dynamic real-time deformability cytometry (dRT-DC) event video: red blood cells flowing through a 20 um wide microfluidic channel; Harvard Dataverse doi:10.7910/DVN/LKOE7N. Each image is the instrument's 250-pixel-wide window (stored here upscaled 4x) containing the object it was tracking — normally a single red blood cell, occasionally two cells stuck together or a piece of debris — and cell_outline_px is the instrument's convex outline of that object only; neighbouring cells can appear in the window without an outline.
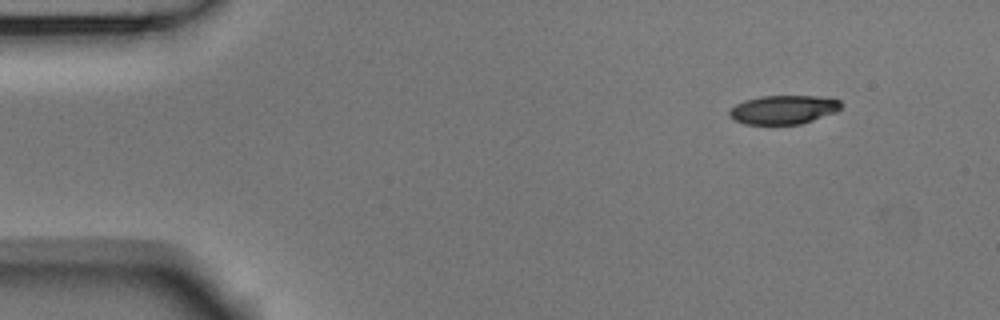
{"species": "Egyptian fruit bat (a non-hibernating species)", "species_latin": "Rousettus aegyptiacus", "temperature_condition": "room temperature", "stored_images_in_passage": 49, "camera_frame_rate_fps": 3000, "um_per_image_px": 0.085, "animal": {"sex": "male"}, "frame": {"image": 1, "passage_image": 1, "time_ms": 0.0, "image_size_px": [1000, 320], "cell_outline_px": [[840, 108], [836, 112], [800, 124], [744, 124], [728, 116], [728, 112], [736, 104], [744, 100], [760, 96], [820, 96], [840, 100]], "centroid_in_image_um": [66.57, 9.31], "position_along_channel_um": 18.4, "area_um2": 18.67}}
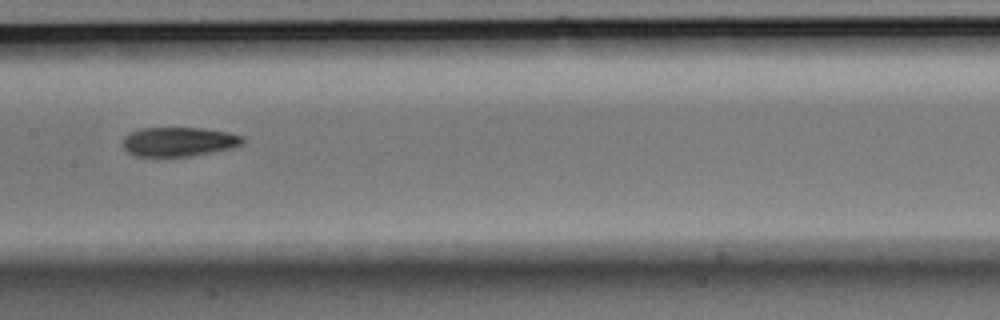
{"frame": {"image": 2, "passage_image": 22, "time_ms": 7.0, "image_size_px": [1000, 320], "cell_outline_px": [[244, 144], [232, 148], [188, 156], [136, 156], [128, 152], [124, 148], [124, 136], [128, 132], [144, 128], [200, 128], [228, 132], [244, 136]], "centroid_in_image_um": [15.21, 12.04], "position_along_channel_um": 192.2, "area_um2": 20.35}}
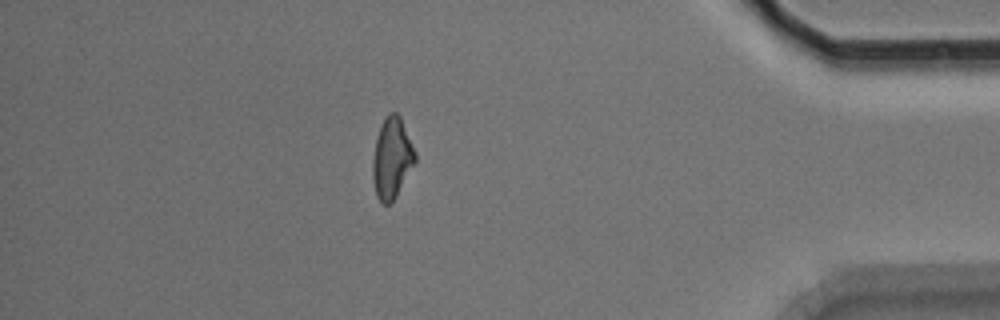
{"frame": {"image": 3, "passage_image": 42, "time_ms": 13.667, "image_size_px": [1000, 320], "cell_outline_px": [[416, 160], [396, 196], [388, 204], [384, 204], [376, 196], [372, 180], [372, 160], [376, 140], [380, 124], [384, 116], [388, 112], [396, 112], [400, 116], [416, 152]], "centroid_in_image_um": [33.29, 13.4], "position_along_channel_um": 401.9, "area_um2": 20.0}, "authors_computed_cell_mechanics": {"area_um2": 20.3456, "velocity_mm_per_s": 3.7525, "shape_relaxation_time_tau1_ms": 5.5563, "shape_relaxation_time_tau2_ms": 6.0964, "deformation_change_tau1": 0.1445, "deformation_change_tau2": 0.1515}}